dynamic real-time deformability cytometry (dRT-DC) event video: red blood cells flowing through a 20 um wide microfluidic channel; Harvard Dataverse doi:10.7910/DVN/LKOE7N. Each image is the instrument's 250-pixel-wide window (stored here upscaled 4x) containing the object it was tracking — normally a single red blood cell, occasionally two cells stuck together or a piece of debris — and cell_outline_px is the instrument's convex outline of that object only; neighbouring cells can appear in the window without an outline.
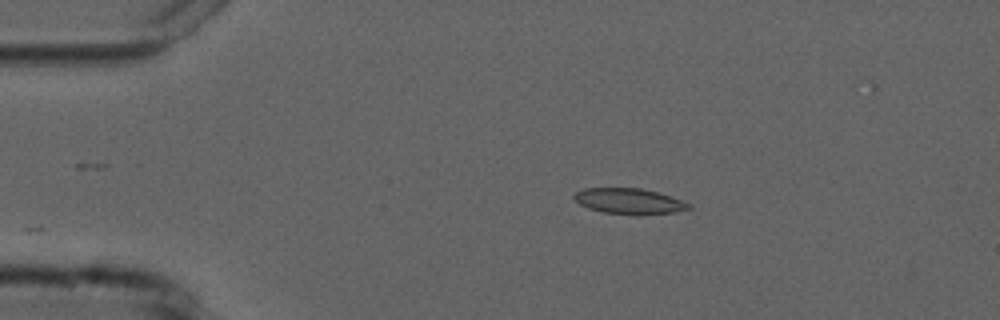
{"species": "common noctule bat (a hibernating species)", "species_latin": "Nyctalus noctula", "temperature_condition": "cold", "stored_images_in_passage": 9, "camera_frame_rate_fps": 3000, "um_per_image_px": 0.085, "animal": {"sex": "male", "forearm_length_mm": 52.5}, "frame": {"image": 1, "passage_image": 2, "time_ms": 1.333, "image_size_px": [1000, 320], "cell_outline_px": [[692, 208], [676, 212], [636, 216], [604, 212], [588, 208], [580, 204], [572, 196], [576, 192], [584, 188], [640, 188], [656, 192], [692, 204]], "centroid_in_image_um": [53.49, 17.12], "position_along_channel_um": 31.5, "area_um2": 17.22}}
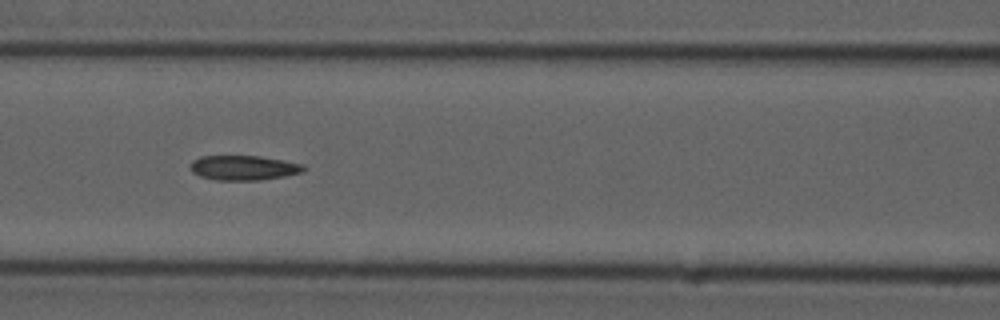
{"frame": {"image": 2, "passage_image": 6, "time_ms": 5.667, "image_size_px": [1000, 320], "cell_outline_px": [[308, 168], [304, 172], [284, 176], [260, 180], [216, 180], [200, 176], [192, 172], [188, 168], [192, 160], [200, 156], [260, 156], [284, 160], [304, 164]], "centroid_in_image_um": [20.72, 14.26], "position_along_channel_um": 145.9, "area_um2": 16.59}}
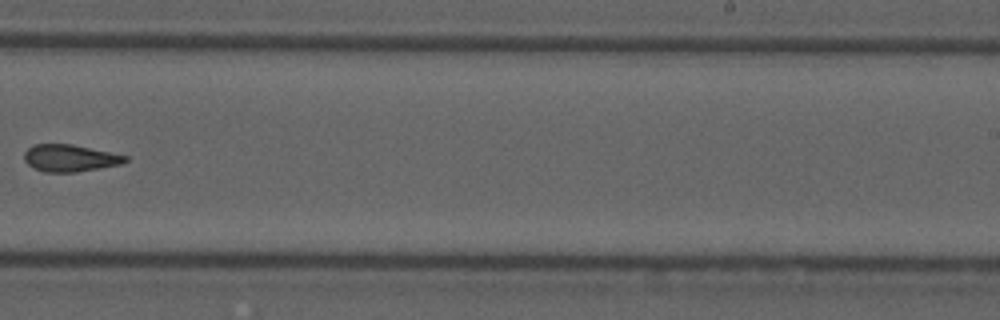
{"frame": {"image": 3, "passage_image": 9, "time_ms": 9.333, "image_size_px": [1000, 320], "cell_outline_px": [[128, 160], [120, 164], [100, 168], [76, 172], [44, 172], [28, 164], [24, 160], [24, 152], [32, 144], [72, 144], [128, 156]], "centroid_in_image_um": [5.93, 13.43], "position_along_channel_um": 283.1, "area_um2": 15.84}}